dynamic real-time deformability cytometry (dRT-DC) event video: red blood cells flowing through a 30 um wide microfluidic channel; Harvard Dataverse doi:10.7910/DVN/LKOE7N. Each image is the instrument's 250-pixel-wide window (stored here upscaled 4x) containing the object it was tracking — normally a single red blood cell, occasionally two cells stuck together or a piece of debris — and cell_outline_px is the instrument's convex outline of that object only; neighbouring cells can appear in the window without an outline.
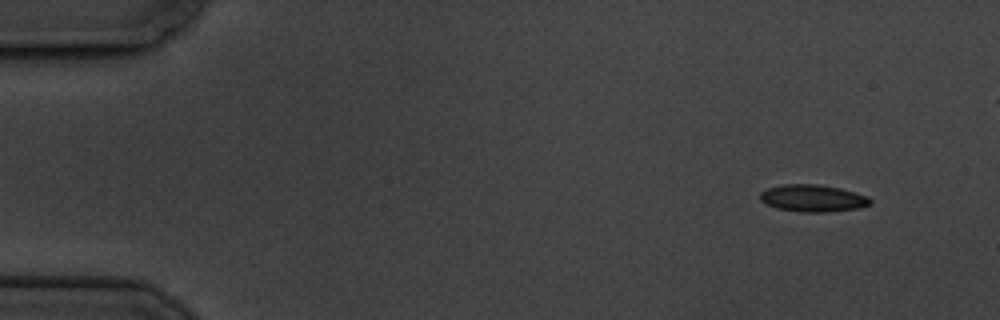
{"species": "common noctule bat (a hibernating species)", "species_latin": "Nyctalus noctula", "temperature_condition": "cold", "stored_images_in_passage": 7, "camera_frame_rate_fps": 3000, "um_per_image_px": 0.085, "animal": {"sex": "male", "body_mass_g": 19.5, "forearm_length_mm": 54.6}, "frame": {"image": 1, "passage_image": 1, "time_ms": 0.0, "image_size_px": [1000, 320], "cell_outline_px": [[872, 204], [856, 208], [824, 212], [804, 212], [776, 208], [760, 200], [760, 192], [768, 188], [784, 184], [816, 184], [840, 188], [868, 196], [872, 200]], "centroid_in_image_um": [69.09, 16.84], "position_along_channel_um": 15.9, "area_um2": 17.22}}
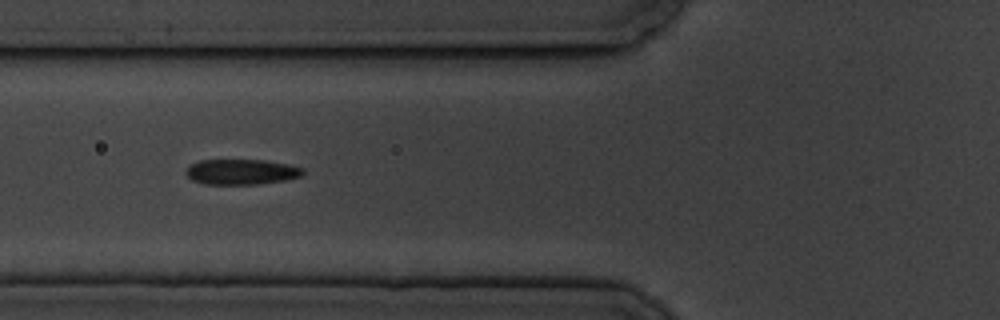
{"frame": {"image": 2, "passage_image": 6, "time_ms": 5.667, "image_size_px": [1000, 320], "cell_outline_px": [[304, 172], [300, 176], [284, 180], [256, 184], [204, 184], [192, 180], [184, 172], [188, 164], [200, 160], [264, 160], [288, 164], [304, 168]], "centroid_in_image_um": [20.47, 14.6], "position_along_channel_um": 105.3, "area_um2": 17.34}}
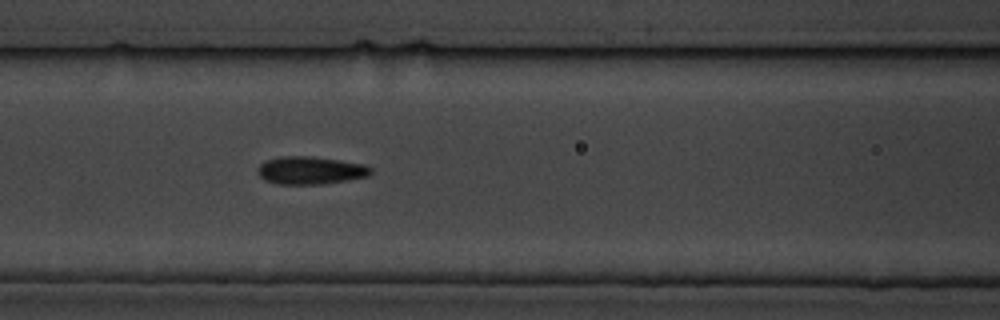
{"frame": {"image": 3, "passage_image": 7, "time_ms": 6.667, "image_size_px": [1000, 320], "cell_outline_px": [[372, 172], [368, 176], [324, 184], [276, 184], [264, 180], [256, 172], [256, 168], [264, 160], [280, 156], [312, 156], [340, 160], [364, 164], [372, 168]], "centroid_in_image_um": [26.34, 14.47], "position_along_channel_um": 140.3, "area_um2": 18.55}}